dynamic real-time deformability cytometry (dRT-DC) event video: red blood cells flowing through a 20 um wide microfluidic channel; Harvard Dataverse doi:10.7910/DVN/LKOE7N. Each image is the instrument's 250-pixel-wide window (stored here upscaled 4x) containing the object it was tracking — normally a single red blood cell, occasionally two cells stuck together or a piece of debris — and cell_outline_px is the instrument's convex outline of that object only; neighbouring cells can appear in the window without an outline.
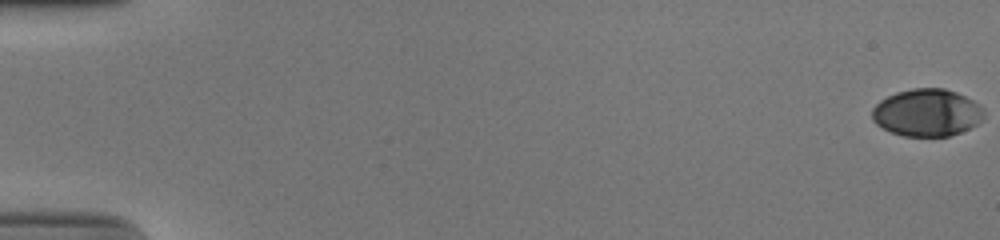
{"species": "human", "species_latin": "Homo sapiens", "temperature_condition": "cold", "stored_images_in_passage": 54, "camera_frame_rate_fps": 3000, "um_per_image_px": 0.085, "donor": {"sex": "male"}, "frame": {"image": 1, "passage_image": 1, "time_ms": 0.0, "image_size_px": [1000, 240], "cell_outline_px": [[984, 116], [976, 124], [960, 132], [948, 136], [904, 136], [892, 132], [876, 124], [872, 120], [872, 108], [880, 100], [896, 92], [912, 88], [944, 88], [956, 92], [972, 100], [984, 108]], "centroid_in_image_um": [78.77, 9.57], "position_along_channel_um": 6.2, "area_um2": 30.75}}
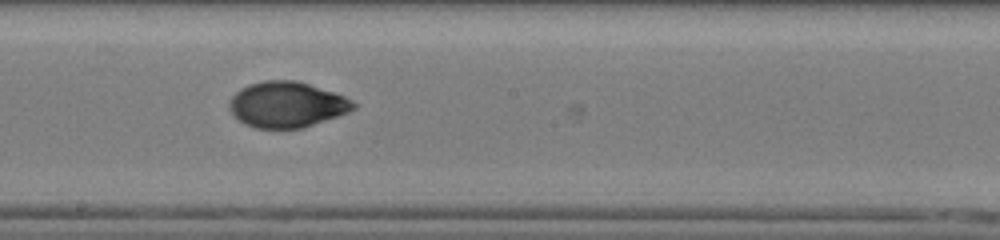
{"frame": {"image": 2, "passage_image": 32, "time_ms": 10.333, "image_size_px": [1000, 240], "cell_outline_px": [[356, 108], [348, 112], [300, 128], [256, 128], [244, 124], [228, 108], [228, 104], [232, 96], [240, 88], [248, 84], [264, 80], [296, 80], [344, 96], [352, 100], [356, 104]], "centroid_in_image_um": [24.35, 8.87], "position_along_channel_um": 223.9, "area_um2": 32.71}}
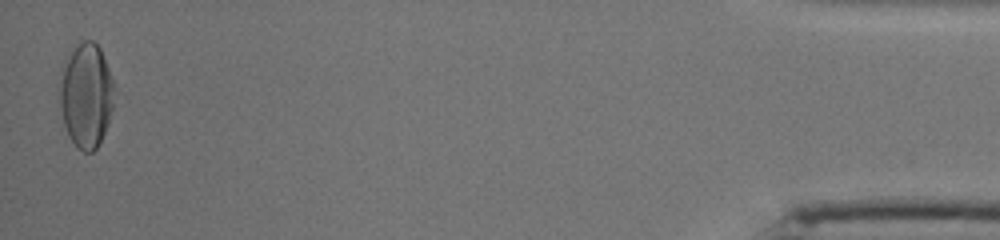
{"frame": {"image": 3, "passage_image": 54, "time_ms": 17.667, "image_size_px": [1000, 240], "cell_outline_px": [[116, 88], [112, 108], [104, 132], [96, 148], [92, 152], [84, 152], [76, 148], [68, 136], [64, 124], [60, 104], [60, 84], [64, 68], [68, 56], [84, 40], [92, 40], [100, 48]], "centroid_in_image_um": [7.34, 8.15], "position_along_channel_um": 427.9, "area_um2": 32.66}, "authors_computed_cell_mechanics": {"area_um2": 32.2813, "velocity_mm_per_s": 3.9101, "shape_relaxation_time_tau1_ms": 6.8674, "shape_relaxation_time_tau2_ms": 1.1172, "deformation_change_tau1": 0.2094, "deformation_change_tau2": 0.0376}}